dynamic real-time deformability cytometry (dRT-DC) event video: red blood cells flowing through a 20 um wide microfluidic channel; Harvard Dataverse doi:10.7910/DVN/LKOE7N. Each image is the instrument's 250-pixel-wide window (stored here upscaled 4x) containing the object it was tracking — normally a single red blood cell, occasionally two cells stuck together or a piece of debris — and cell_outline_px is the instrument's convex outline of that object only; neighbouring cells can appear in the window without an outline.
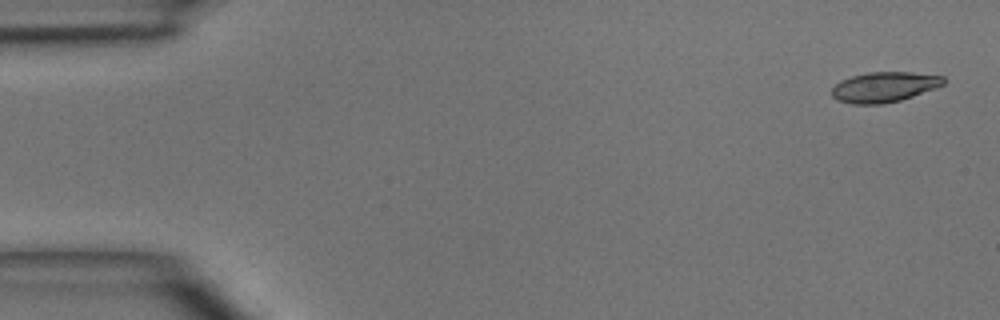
{"species": "common noctule bat (a hibernating species)", "species_latin": "Nyctalus noctula", "temperature_condition": "room temperature", "stored_images_in_passage": 5, "camera_frame_rate_fps": 3000, "um_per_image_px": 0.085, "animal": {"sex": "male", "body_mass_g": 15.6}, "frame": {"image": 1, "passage_image": 1, "time_ms": 0.0, "image_size_px": [1000, 320], "cell_outline_px": [[944, 84], [936, 88], [900, 100], [884, 104], [852, 104], [836, 100], [832, 96], [832, 88], [840, 80], [852, 76], [868, 72], [912, 72], [944, 76]], "centroid_in_image_um": [75.14, 7.4], "position_along_channel_um": 9.9, "area_um2": 19.71}}
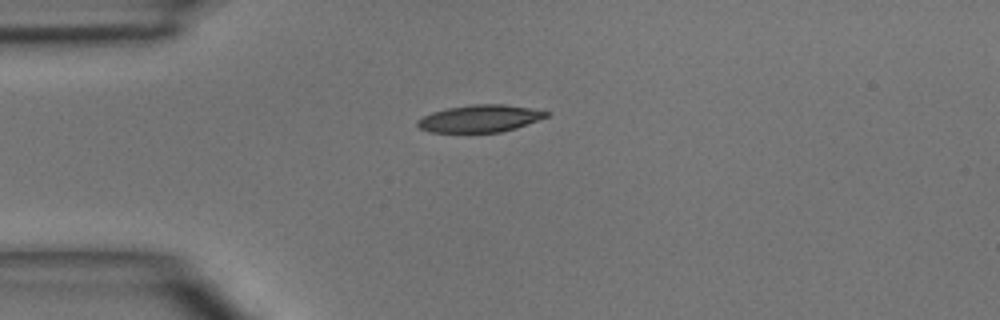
{"frame": {"image": 2, "passage_image": 4, "time_ms": 3.333, "image_size_px": [1000, 320], "cell_outline_px": [[548, 116], [516, 128], [500, 132], [428, 132], [420, 128], [416, 124], [416, 120], [432, 112], [448, 108], [472, 104], [504, 104], [532, 108], [548, 112]], "centroid_in_image_um": [40.77, 10.07], "position_along_channel_um": 44.2, "area_um2": 20.35}}